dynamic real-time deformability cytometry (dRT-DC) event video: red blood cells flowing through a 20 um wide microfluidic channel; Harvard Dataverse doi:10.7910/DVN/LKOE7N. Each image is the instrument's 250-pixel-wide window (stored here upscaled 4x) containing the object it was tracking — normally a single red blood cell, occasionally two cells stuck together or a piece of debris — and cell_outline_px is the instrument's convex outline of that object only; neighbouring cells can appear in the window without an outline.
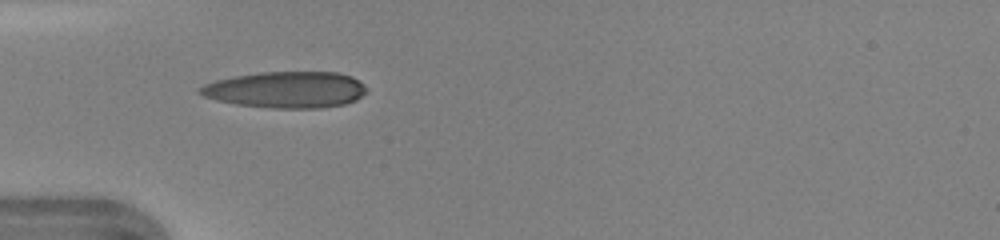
{"species": "human", "species_latin": "Homo sapiens", "temperature_condition": "warm", "stored_images_in_passage": 4, "camera_frame_rate_fps": 3000, "um_per_image_px": 0.085, "donor": {"sex": "female"}, "frame": {"image": 1, "passage_image": 1, "time_ms": 0.0, "image_size_px": [1000, 240], "cell_outline_px": [[368, 88], [356, 100], [344, 104], [320, 108], [272, 108], [236, 104], [216, 100], [204, 96], [196, 92], [196, 88], [204, 84], [216, 80], [236, 76], [260, 72], [340, 72], [352, 76], [360, 80]], "centroid_in_image_um": [24.31, 7.62], "position_along_channel_um": 60.7, "area_um2": 35.49}}